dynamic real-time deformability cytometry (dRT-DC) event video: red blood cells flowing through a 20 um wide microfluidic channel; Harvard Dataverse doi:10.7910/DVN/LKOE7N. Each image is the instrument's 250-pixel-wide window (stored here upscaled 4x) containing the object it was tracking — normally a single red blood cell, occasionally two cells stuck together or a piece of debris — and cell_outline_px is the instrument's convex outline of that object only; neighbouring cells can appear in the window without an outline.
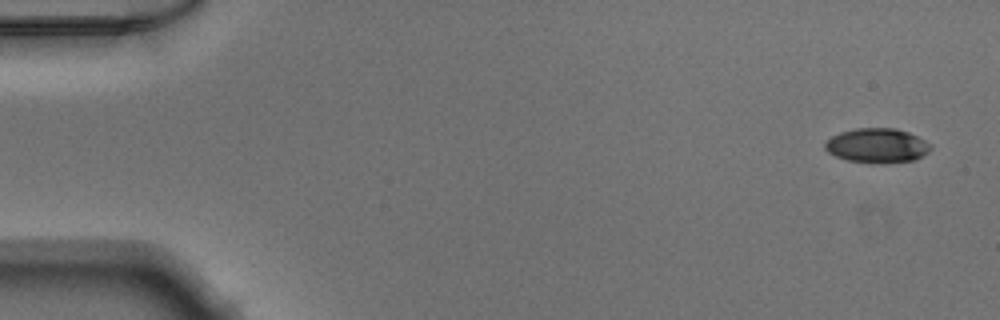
{"species": "Egyptian fruit bat (a non-hibernating species)", "species_latin": "Rousettus aegyptiacus", "temperature_condition": "warm", "stored_images_in_passage": 49, "camera_frame_rate_fps": 3000, "um_per_image_px": 0.085, "animal": {"sex": "male"}, "frame": {"image": 1, "passage_image": 1, "time_ms": 0.0, "image_size_px": [1000, 320], "cell_outline_px": [[932, 148], [928, 152], [916, 160], [848, 160], [836, 156], [828, 152], [824, 148], [824, 144], [832, 136], [840, 132], [856, 128], [896, 128], [908, 132], [932, 144]], "centroid_in_image_um": [74.56, 12.31], "position_along_channel_um": 10.4, "area_um2": 20.35}}
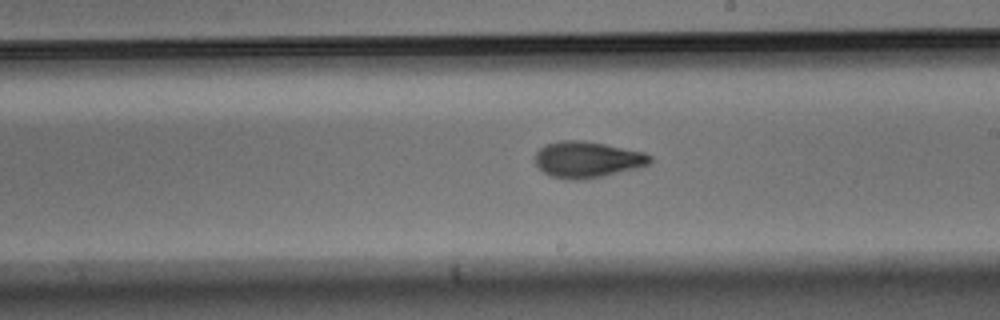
{"frame": {"image": 2, "passage_image": 28, "time_ms": 9.0, "image_size_px": [1000, 320], "cell_outline_px": [[652, 160], [648, 164], [636, 168], [584, 180], [572, 180], [552, 176], [544, 172], [536, 164], [536, 152], [544, 144], [560, 140], [580, 140], [604, 144], [644, 152], [652, 156]], "centroid_in_image_um": [49.91, 13.55], "position_along_channel_um": 239.1, "area_um2": 24.04}}
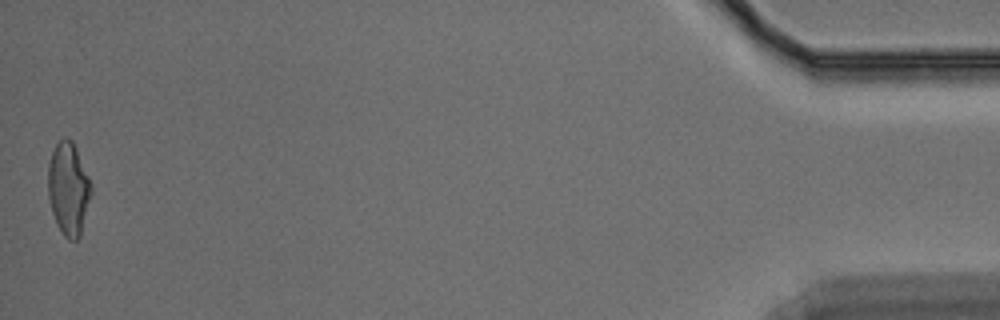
{"frame": {"image": 3, "passage_image": 49, "time_ms": 16.0, "image_size_px": [1000, 320], "cell_outline_px": [[92, 192], [80, 236], [76, 240], [68, 240], [64, 236], [56, 224], [52, 212], [48, 196], [48, 164], [52, 152], [56, 144], [64, 136], [68, 136], [72, 140], [76, 148], [92, 184]], "centroid_in_image_um": [5.82, 16.03], "position_along_channel_um": 429.4, "area_um2": 23.47}}